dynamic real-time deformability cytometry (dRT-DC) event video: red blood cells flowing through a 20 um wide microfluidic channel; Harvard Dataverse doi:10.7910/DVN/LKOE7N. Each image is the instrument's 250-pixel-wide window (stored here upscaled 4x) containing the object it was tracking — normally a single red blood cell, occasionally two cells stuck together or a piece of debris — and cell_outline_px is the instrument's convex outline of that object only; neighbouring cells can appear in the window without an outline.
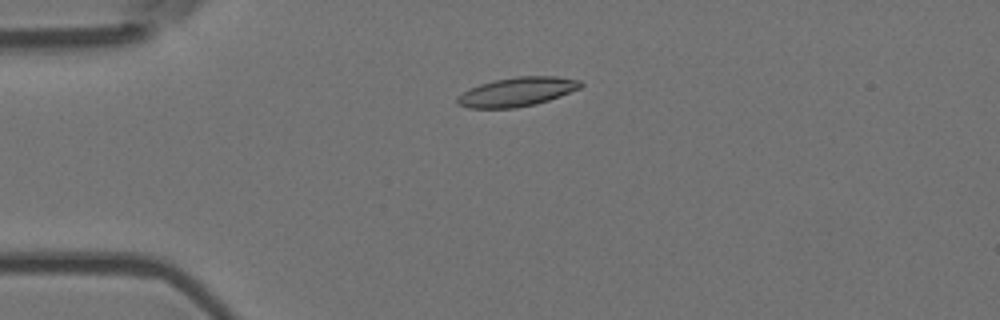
{"species": "Egyptian fruit bat (a non-hibernating species)", "species_latin": "Rousettus aegyptiacus", "temperature_condition": "room temperature", "stored_images_in_passage": 5, "camera_frame_rate_fps": 3000, "um_per_image_px": 0.085, "animal": {"sex": "female"}, "frame": {"image": 1, "passage_image": 4, "time_ms": 1.0, "image_size_px": [1000, 320], "cell_outline_px": [[584, 84], [580, 88], [560, 96], [536, 104], [516, 108], [468, 108], [456, 104], [456, 96], [468, 88], [480, 84], [496, 80], [516, 76], [556, 76], [580, 80]], "centroid_in_image_um": [43.92, 7.81], "position_along_channel_um": 41.1, "area_um2": 21.04}}